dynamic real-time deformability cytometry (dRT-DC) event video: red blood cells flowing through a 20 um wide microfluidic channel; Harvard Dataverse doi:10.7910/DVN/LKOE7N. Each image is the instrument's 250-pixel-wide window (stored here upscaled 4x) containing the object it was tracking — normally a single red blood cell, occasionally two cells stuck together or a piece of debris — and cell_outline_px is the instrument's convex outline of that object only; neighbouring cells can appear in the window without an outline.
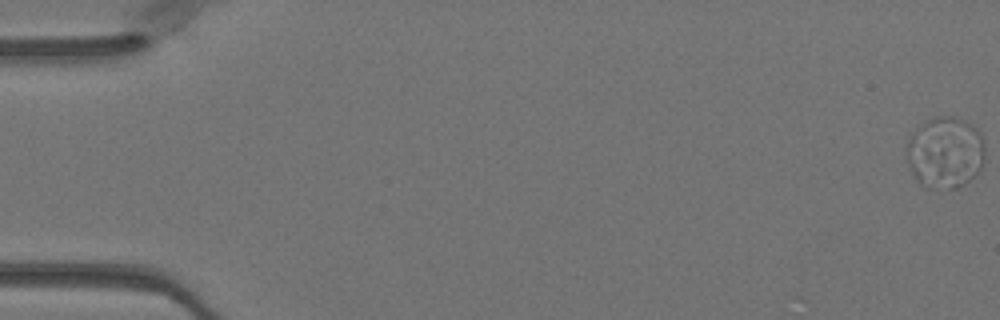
{"species": "Egyptian fruit bat (a non-hibernating species)", "species_latin": "Rousettus aegyptiacus", "temperature_condition": "warm", "stored_images_in_passage": 16, "camera_frame_rate_fps": 3000, "um_per_image_px": 0.085, "animal": {"sex": "female"}, "frame": {"image": 1, "passage_image": 1, "time_ms": 0.0, "image_size_px": [1000, 320], "cell_outline_px": [[984, 160], [980, 168], [964, 184], [956, 188], [924, 188], [916, 180], [908, 164], [908, 140], [912, 132], [924, 120], [936, 116], [956, 116], [972, 124], [980, 132], [984, 140]], "centroid_in_image_um": [80.33, 12.93], "position_along_channel_um": 4.7, "area_um2": 32.83}}
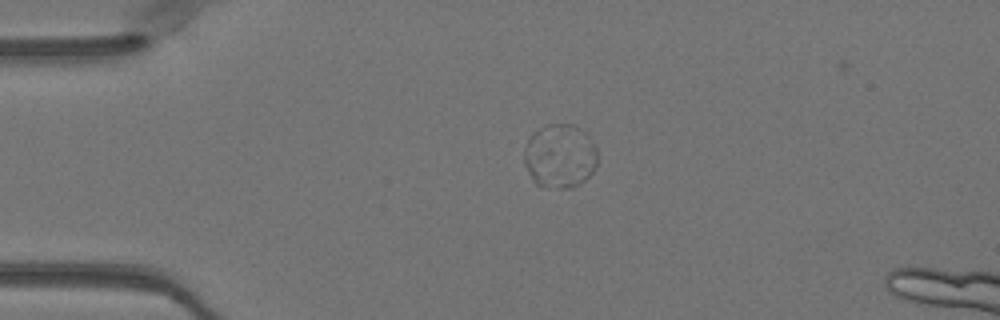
{"frame": {"image": 2, "passage_image": 13, "time_ms": 4.0, "image_size_px": [1000, 320], "cell_outline_px": [[596, 164], [592, 172], [584, 180], [572, 188], [548, 188], [536, 184], [532, 180], [524, 164], [524, 152], [528, 136], [532, 132], [548, 124], [572, 124], [588, 136], [596, 148]], "centroid_in_image_um": [47.54, 13.27], "position_along_channel_um": 37.5, "area_um2": 27.34}}